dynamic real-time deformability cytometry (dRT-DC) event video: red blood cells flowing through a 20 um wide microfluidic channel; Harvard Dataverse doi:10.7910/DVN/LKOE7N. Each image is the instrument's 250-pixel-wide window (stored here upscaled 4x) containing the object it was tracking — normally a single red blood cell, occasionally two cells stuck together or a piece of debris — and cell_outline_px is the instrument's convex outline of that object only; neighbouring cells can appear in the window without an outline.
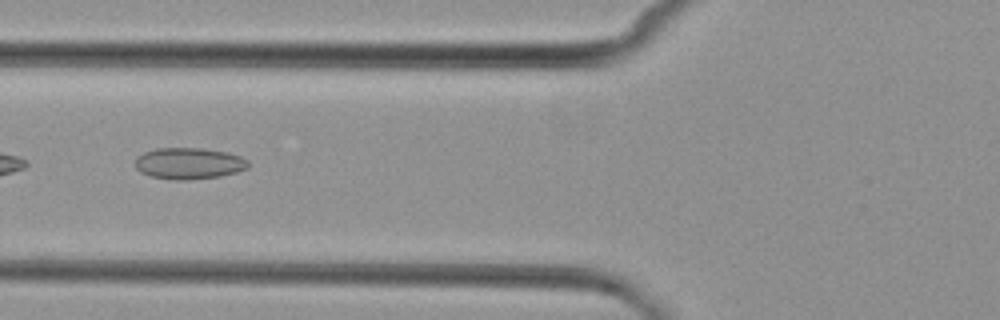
{"species": "common noctule bat (a hibernating species)", "species_latin": "Nyctalus noctula", "temperature_condition": "cold", "stored_images_in_passage": 9, "camera_frame_rate_fps": 3000, "um_per_image_px": 0.085, "animal": {"sex": "female", "body_mass_g": 29.2, "forearm_length_mm": 56.3}, "frame": {"image": 1, "passage_image": 6, "time_ms": 6.667, "image_size_px": [1000, 320], "cell_outline_px": [[248, 168], [236, 172], [220, 176], [188, 180], [172, 180], [152, 176], [140, 172], [136, 168], [136, 156], [144, 152], [156, 148], [200, 148], [228, 152], [240, 156], [248, 160]], "centroid_in_image_um": [16.05, 13.89], "position_along_channel_um": 109.7, "area_um2": 20.75}}
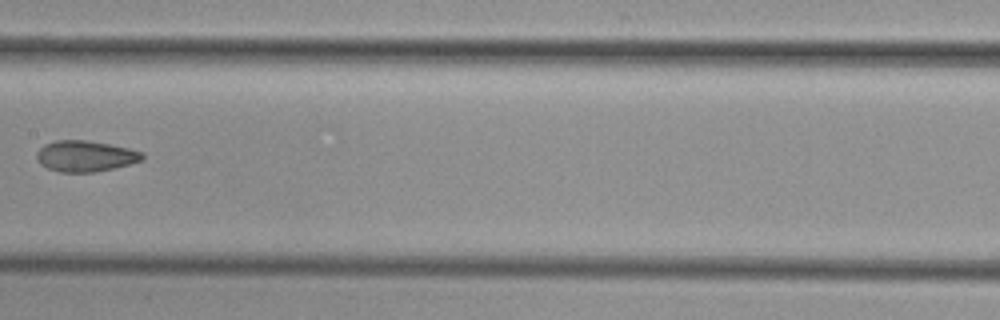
{"frame": {"image": 2, "passage_image": 8, "time_ms": 9.0, "image_size_px": [1000, 320], "cell_outline_px": [[144, 160], [96, 172], [60, 172], [48, 168], [40, 164], [36, 156], [36, 152], [44, 144], [56, 140], [88, 140], [112, 144], [144, 152]], "centroid_in_image_um": [7.26, 13.26], "position_along_channel_um": 200.1, "area_um2": 19.19}}
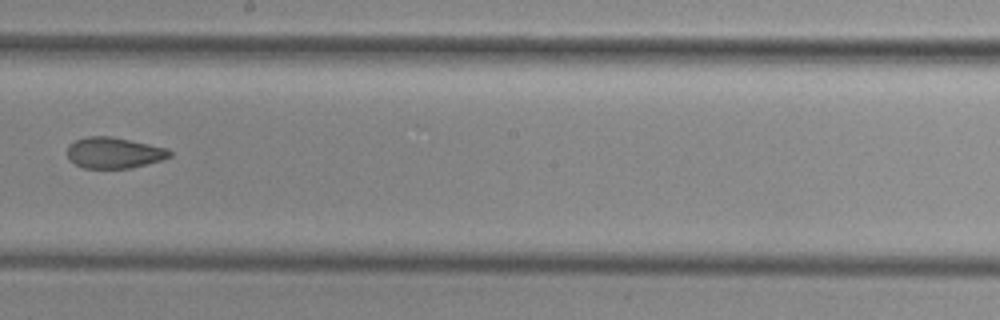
{"frame": {"image": 3, "passage_image": 9, "time_ms": 10.0, "image_size_px": [1000, 320], "cell_outline_px": [[172, 156], [164, 160], [132, 168], [84, 168], [68, 160], [68, 144], [76, 140], [88, 136], [112, 136], [168, 148], [172, 152]], "centroid_in_image_um": [9.72, 12.99], "position_along_channel_um": 238.5, "area_um2": 18.73}}